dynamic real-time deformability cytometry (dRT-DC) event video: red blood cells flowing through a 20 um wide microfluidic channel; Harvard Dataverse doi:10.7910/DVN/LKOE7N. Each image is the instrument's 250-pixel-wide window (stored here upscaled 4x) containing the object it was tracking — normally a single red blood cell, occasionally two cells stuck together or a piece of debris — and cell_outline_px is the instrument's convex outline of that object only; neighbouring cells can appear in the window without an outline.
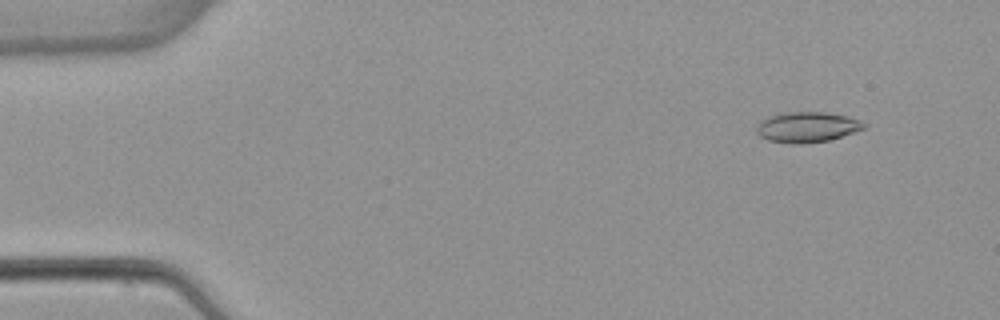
{"species": "common noctule bat (a hibernating species)", "species_latin": "Nyctalus noctula", "temperature_condition": "warm", "stored_images_in_passage": 4, "camera_frame_rate_fps": 3000, "um_per_image_px": 0.085, "animal": {"sex": "female", "body_mass_g": 22.7, "forearm_length_mm": 54.2}, "frame": {"image": 1, "passage_image": 2, "time_ms": 1.0, "image_size_px": [1000, 320], "cell_outline_px": [[868, 128], [828, 140], [800, 144], [792, 144], [768, 140], [760, 136], [756, 132], [756, 128], [768, 116], [788, 112], [824, 112], [848, 116], [860, 120], [868, 124]], "centroid_in_image_um": [68.66, 10.8], "position_along_channel_um": 16.3, "area_um2": 19.02}}
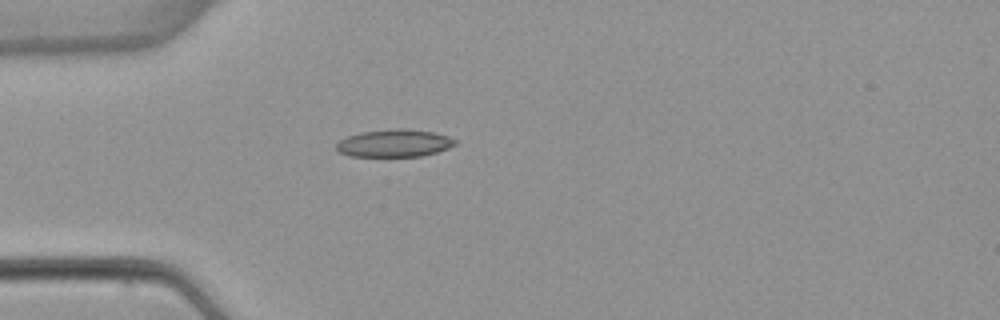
{"frame": {"image": 2, "passage_image": 4, "time_ms": 4.333, "image_size_px": [1000, 320], "cell_outline_px": [[456, 144], [448, 148], [436, 152], [420, 156], [352, 156], [340, 152], [336, 148], [336, 144], [340, 140], [348, 136], [360, 132], [392, 128], [404, 128], [432, 132], [448, 136], [456, 140]], "centroid_in_image_um": [33.51, 12.16], "position_along_channel_um": 51.5, "area_um2": 18.96}}